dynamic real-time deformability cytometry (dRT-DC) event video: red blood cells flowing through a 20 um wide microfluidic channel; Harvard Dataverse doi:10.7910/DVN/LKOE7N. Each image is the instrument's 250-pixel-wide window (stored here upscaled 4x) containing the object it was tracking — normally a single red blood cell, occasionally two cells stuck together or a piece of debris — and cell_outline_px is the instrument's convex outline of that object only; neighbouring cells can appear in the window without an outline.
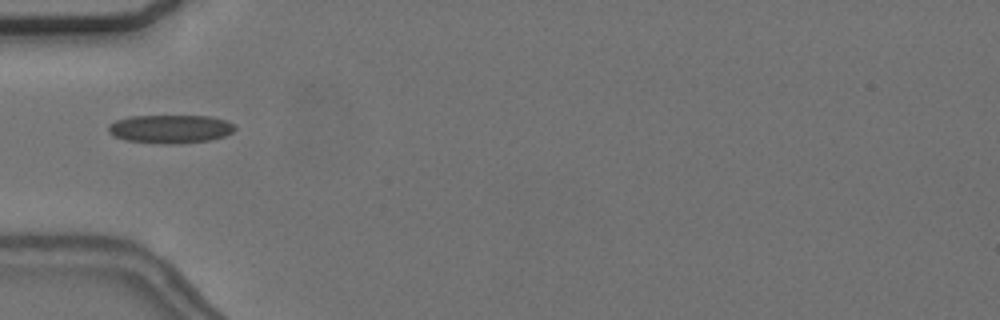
{"species": "common noctule bat (a hibernating species)", "species_latin": "Nyctalus noctula", "temperature_condition": "cold", "stored_images_in_passage": 4, "camera_frame_rate_fps": 3000, "um_per_image_px": 0.085, "animal": {"sex": "female", "body_mass_g": 24.6, "forearm_length_mm": 56.2}, "frame": {"image": 1, "passage_image": 1, "time_ms": 0.0, "image_size_px": [1000, 320], "cell_outline_px": [[236, 128], [232, 132], [224, 136], [208, 140], [180, 144], [164, 144], [124, 140], [112, 136], [108, 132], [108, 124], [116, 120], [128, 116], [208, 116], [224, 120], [236, 124]], "centroid_in_image_um": [14.44, 10.96], "position_along_channel_um": 70.6, "area_um2": 21.15}}